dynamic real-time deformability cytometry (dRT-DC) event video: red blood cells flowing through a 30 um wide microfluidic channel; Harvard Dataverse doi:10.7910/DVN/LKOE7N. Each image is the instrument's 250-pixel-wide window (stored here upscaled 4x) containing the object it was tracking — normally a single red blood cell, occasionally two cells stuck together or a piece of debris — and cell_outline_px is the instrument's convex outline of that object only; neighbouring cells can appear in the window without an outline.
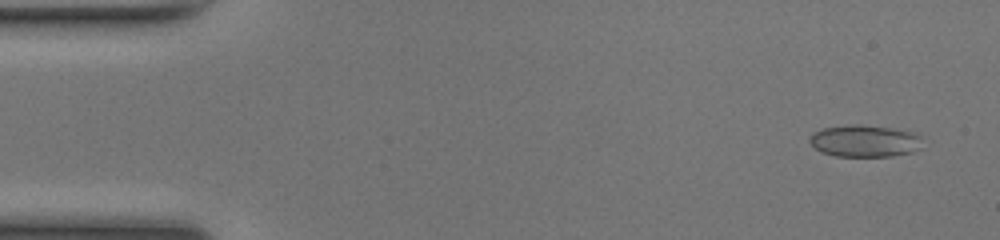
{"species": "common noctule bat (a hibernating species)", "species_latin": "Nyctalus noctula", "temperature_condition": "room temperature", "stored_images_in_passage": 50, "camera_frame_rate_fps": 3000, "um_per_image_px": 0.085, "animal": {"sex": "female", "body_mass_g": 17.0, "forearm_length_mm": 48.0}, "frame": {"image": 1, "passage_image": 3, "time_ms": 0.667, "image_size_px": [1000, 240], "cell_outline_px": [[924, 148], [912, 152], [892, 156], [836, 156], [824, 152], [816, 148], [808, 140], [808, 136], [812, 132], [824, 128], [848, 124], [860, 124], [888, 128], [908, 132], [924, 136]], "centroid_in_image_um": [73.54, 11.98], "position_along_channel_um": 11.5, "area_um2": 21.21}}
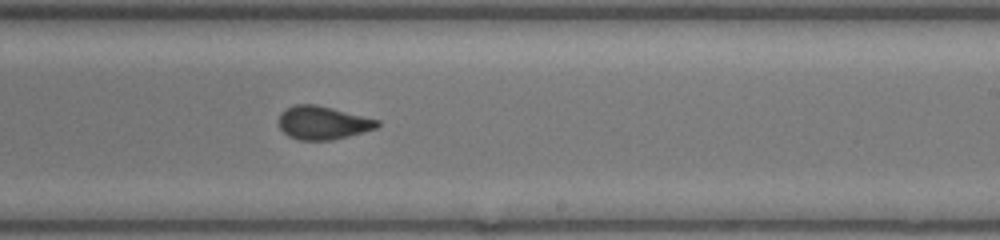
{"frame": {"image": 2, "passage_image": 30, "time_ms": 9.667, "image_size_px": [1000, 240], "cell_outline_px": [[380, 124], [376, 128], [348, 136], [332, 140], [300, 140], [288, 136], [280, 128], [280, 112], [284, 108], [292, 104], [316, 104], [380, 120]], "centroid_in_image_um": [27.42, 10.42], "position_along_channel_um": 261.6, "area_um2": 19.13}}
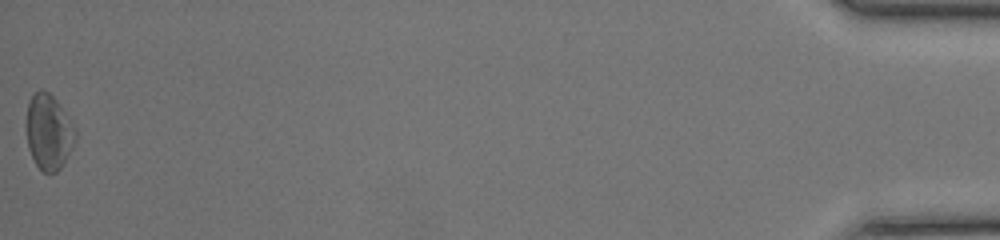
{"frame": {"image": 3, "passage_image": 50, "time_ms": 16.333, "image_size_px": [1000, 240], "cell_outline_px": [[76, 140], [72, 148], [60, 168], [56, 172], [44, 172], [36, 164], [28, 148], [24, 124], [28, 100], [40, 88], [48, 92], [56, 100], [64, 112], [76, 132]], "centroid_in_image_um": [4.08, 11.2], "position_along_channel_um": 431.1, "area_um2": 21.5}, "authors_computed_cell_mechanics": {"area_um2": 19.3052, "velocity_mm_per_s": 4.1684, "shape_relaxation_time_tau1_ms": 4.3711, "shape_relaxation_time_tau2_ms": 0.8388, "deformation_change_tau1": 0.1197, "deformation_change_tau2": 0.0526}}